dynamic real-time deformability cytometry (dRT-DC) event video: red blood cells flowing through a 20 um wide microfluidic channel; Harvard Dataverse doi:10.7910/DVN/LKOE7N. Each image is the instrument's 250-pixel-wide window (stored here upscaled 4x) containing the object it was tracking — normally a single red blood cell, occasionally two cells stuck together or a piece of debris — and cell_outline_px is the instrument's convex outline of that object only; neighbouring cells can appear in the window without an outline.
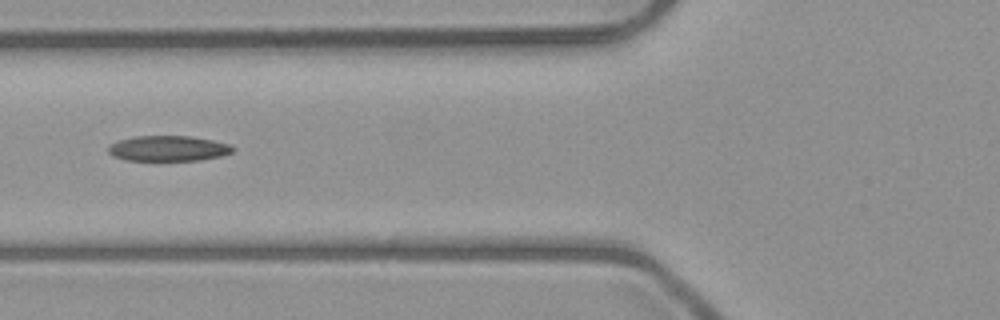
{"species": "common noctule bat (a hibernating species)", "species_latin": "Nyctalus noctula", "temperature_condition": "room temperature", "stored_images_in_passage": 4, "camera_frame_rate_fps": 3000, "um_per_image_px": 0.085, "animal": {"sex": "male", "body_mass_g": 23.1, "forearm_length_mm": 52.7}, "frame": {"image": 1, "passage_image": 4, "time_ms": 3.333, "image_size_px": [1000, 320], "cell_outline_px": [[236, 148], [232, 152], [220, 156], [200, 160], [128, 160], [112, 156], [108, 152], [108, 148], [116, 140], [136, 136], [192, 136], [232, 144]], "centroid_in_image_um": [14.32, 12.61], "position_along_channel_um": 111.5, "area_um2": 18.5}}